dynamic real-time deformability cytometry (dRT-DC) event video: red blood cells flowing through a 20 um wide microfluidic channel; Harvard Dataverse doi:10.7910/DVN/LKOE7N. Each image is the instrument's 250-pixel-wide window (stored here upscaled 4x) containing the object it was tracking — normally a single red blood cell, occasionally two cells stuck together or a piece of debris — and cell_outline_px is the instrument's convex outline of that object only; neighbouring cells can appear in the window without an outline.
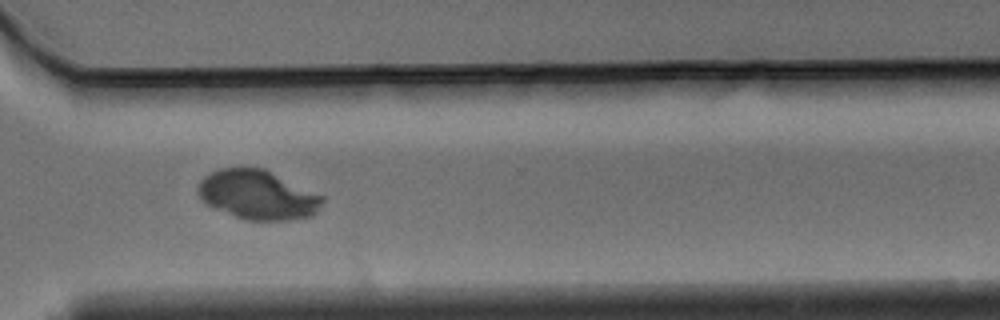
{"species": "Egyptian fruit bat (a non-hibernating species)", "species_latin": "Rousettus aegyptiacus", "temperature_condition": "warm", "stored_images_in_passage": 14, "camera_frame_rate_fps": 3000, "um_per_image_px": 0.085, "animal": {"sex": "male"}, "frame": {"image": 1, "passage_image": 10, "time_ms": 3.0, "image_size_px": [1000, 320], "cell_outline_px": [[324, 200], [316, 212], [312, 216], [292, 220], [244, 220], [216, 208], [208, 204], [196, 192], [200, 180], [204, 176], [220, 168], [264, 168], [324, 196]], "centroid_in_image_um": [21.92, 16.56], "position_along_channel_um": 348.7, "area_um2": 35.55}}